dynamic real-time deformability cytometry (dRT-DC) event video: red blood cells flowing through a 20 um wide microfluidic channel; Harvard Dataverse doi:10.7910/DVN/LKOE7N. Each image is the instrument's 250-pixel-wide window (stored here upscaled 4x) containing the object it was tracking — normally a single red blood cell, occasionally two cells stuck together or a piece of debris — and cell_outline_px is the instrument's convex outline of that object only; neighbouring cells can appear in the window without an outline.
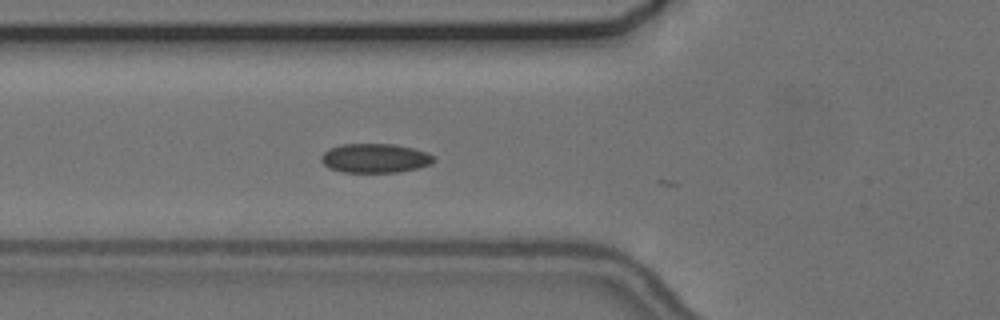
{"species": "common noctule bat (a hibernating species)", "species_latin": "Nyctalus noctula", "temperature_condition": "cold", "stored_images_in_passage": 24, "camera_frame_rate_fps": 3000, "um_per_image_px": 0.085, "animal": {"sex": "female", "body_mass_g": 24.6, "forearm_length_mm": 56.2}, "frame": {"image": 1, "passage_image": 3, "time_ms": 0.667, "image_size_px": [1000, 320], "cell_outline_px": [[436, 160], [432, 164], [416, 168], [396, 172], [340, 172], [328, 168], [320, 160], [320, 156], [328, 148], [340, 144], [396, 144], [428, 152], [436, 156]], "centroid_in_image_um": [31.87, 13.44], "position_along_channel_um": 93.9, "area_um2": 19.42}}
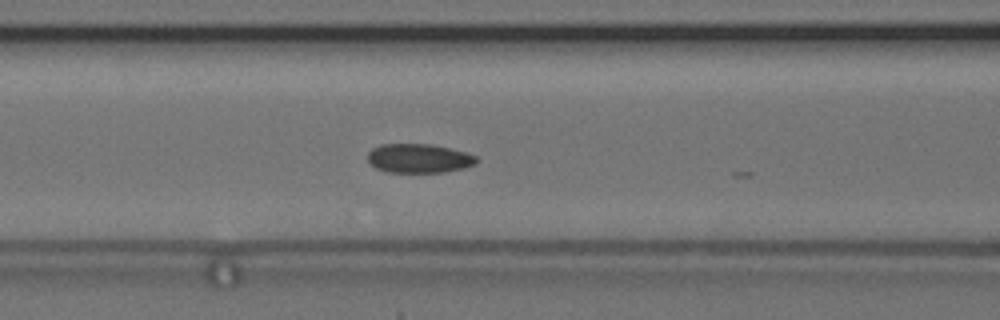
{"frame": {"image": 2, "passage_image": 6, "time_ms": 1.667, "image_size_px": [1000, 320], "cell_outline_px": [[480, 160], [476, 164], [464, 168], [444, 172], [388, 172], [376, 168], [368, 160], [368, 152], [372, 148], [380, 144], [432, 144], [468, 152], [476, 156]], "centroid_in_image_um": [35.65, 13.45], "position_along_channel_um": 131.0, "area_um2": 18.61}}
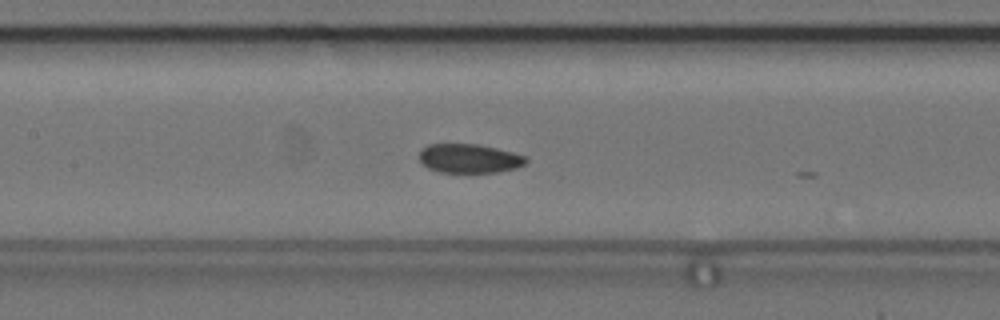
{"frame": {"image": 3, "passage_image": 9, "time_ms": 2.667, "image_size_px": [1000, 320], "cell_outline_px": [[528, 160], [524, 164], [516, 168], [496, 172], [440, 172], [428, 168], [420, 160], [420, 152], [428, 144], [476, 144], [496, 148], [528, 156]], "centroid_in_image_um": [39.92, 13.47], "position_along_channel_um": 167.5, "area_um2": 17.92}}